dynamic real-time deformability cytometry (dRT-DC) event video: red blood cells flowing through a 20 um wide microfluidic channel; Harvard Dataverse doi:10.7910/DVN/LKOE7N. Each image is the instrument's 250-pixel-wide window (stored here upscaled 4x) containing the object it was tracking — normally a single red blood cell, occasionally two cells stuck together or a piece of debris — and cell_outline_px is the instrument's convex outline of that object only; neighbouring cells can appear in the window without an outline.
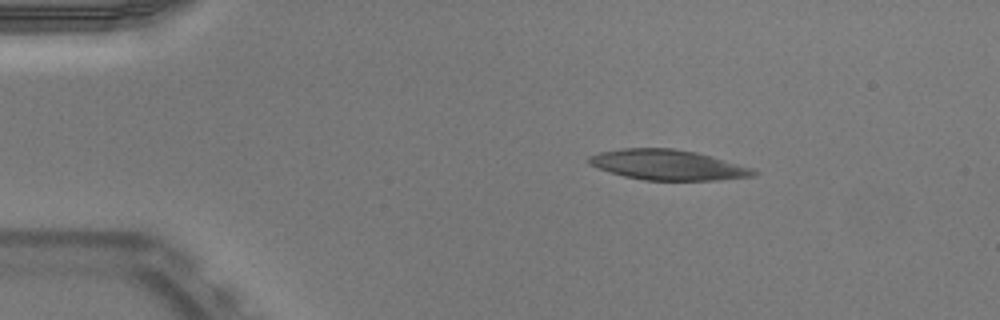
{"species": "Egyptian fruit bat (a non-hibernating species)", "species_latin": "Rousettus aegyptiacus", "temperature_condition": "warm", "stored_images_in_passage": 43, "camera_frame_rate_fps": 3000, "um_per_image_px": 0.085, "animal": {"sex": "male"}, "frame": {"image": 1, "passage_image": 1, "time_ms": 0.0, "image_size_px": [1000, 320], "cell_outline_px": [[760, 172], [752, 176], [716, 180], [644, 180], [624, 176], [596, 168], [588, 164], [588, 156], [600, 152], [624, 148], [672, 148], [696, 152], [712, 156], [756, 168]], "centroid_in_image_um": [56.79, 14.01], "position_along_channel_um": 28.2, "area_um2": 29.19}}
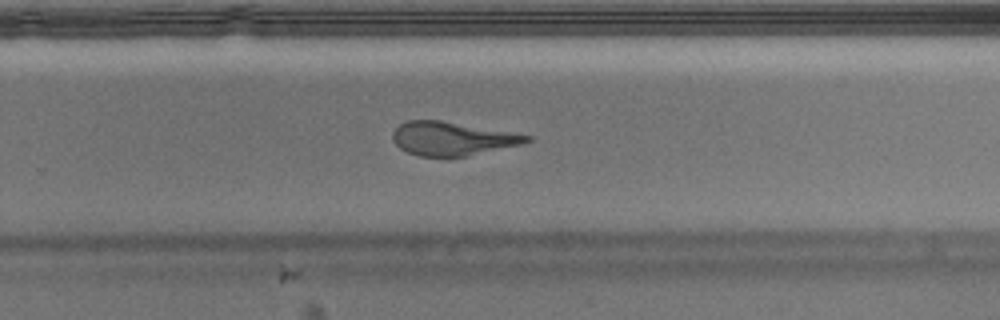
{"frame": {"image": 2, "passage_image": 26, "time_ms": 8.333, "image_size_px": [1000, 320], "cell_outline_px": [[532, 140], [520, 144], [464, 156], [420, 156], [408, 152], [400, 148], [392, 140], [392, 132], [400, 124], [408, 120], [440, 120], [532, 136]], "centroid_in_image_um": [38.38, 11.77], "position_along_channel_um": 291.4, "area_um2": 25.66}}
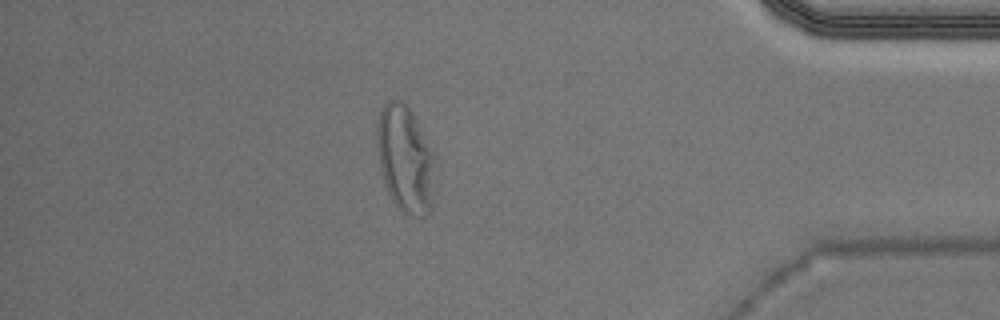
{"frame": {"image": 3, "passage_image": 37, "time_ms": 12.0, "image_size_px": [1000, 320], "cell_outline_px": [[432, 156], [428, 216], [420, 216], [408, 212], [400, 208], [396, 204], [384, 180], [380, 164], [376, 136], [376, 128], [380, 112], [384, 104], [388, 100], [400, 100], [412, 112], [432, 152]], "centroid_in_image_um": [34.37, 13.41], "position_along_channel_um": 400.8, "area_um2": 33.99}, "authors_computed_cell_mechanics": {"area_um2": 27.9174, "velocity_mm_per_s": 3.9058, "shape_relaxation_time_tau1_ms": 10.2525, "shape_relaxation_time_tau2_ms": 2.0803, "deformation_change_tau1": 0.3327, "deformation_change_tau2": 0.0947}}